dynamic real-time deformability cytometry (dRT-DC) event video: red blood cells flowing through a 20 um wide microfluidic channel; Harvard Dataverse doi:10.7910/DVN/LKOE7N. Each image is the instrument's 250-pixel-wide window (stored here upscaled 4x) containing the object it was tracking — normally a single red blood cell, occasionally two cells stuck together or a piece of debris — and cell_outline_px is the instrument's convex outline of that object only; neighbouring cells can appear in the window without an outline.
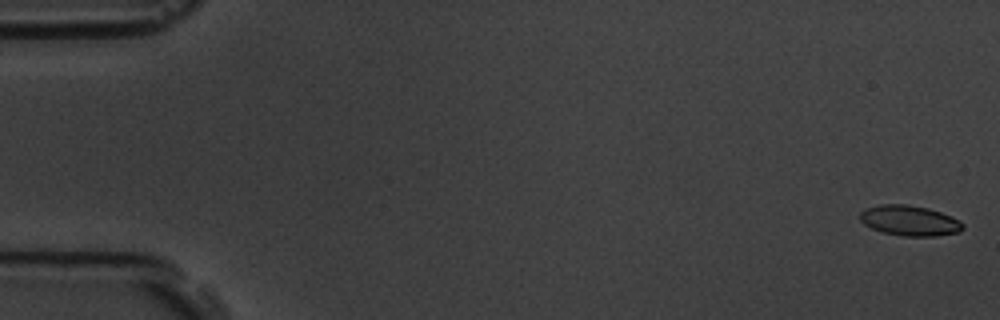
{"species": "common noctule bat (a hibernating species)", "species_latin": "Nyctalus noctula", "temperature_condition": "room temperature", "stored_images_in_passage": 6, "camera_frame_rate_fps": 3000, "um_per_image_px": 0.085, "animal": {"sex": "male", "body_mass_g": 19.5, "forearm_length_mm": 54.6}, "frame": {"image": 1, "passage_image": 1, "time_ms": 0.0, "image_size_px": [1000, 320], "cell_outline_px": [[964, 228], [960, 232], [936, 236], [904, 236], [880, 232], [864, 224], [860, 220], [860, 212], [864, 208], [880, 204], [904, 204], [928, 208], [940, 212], [960, 220], [964, 224]], "centroid_in_image_um": [77.31, 18.75], "position_along_channel_um": 7.7, "area_um2": 18.32}}